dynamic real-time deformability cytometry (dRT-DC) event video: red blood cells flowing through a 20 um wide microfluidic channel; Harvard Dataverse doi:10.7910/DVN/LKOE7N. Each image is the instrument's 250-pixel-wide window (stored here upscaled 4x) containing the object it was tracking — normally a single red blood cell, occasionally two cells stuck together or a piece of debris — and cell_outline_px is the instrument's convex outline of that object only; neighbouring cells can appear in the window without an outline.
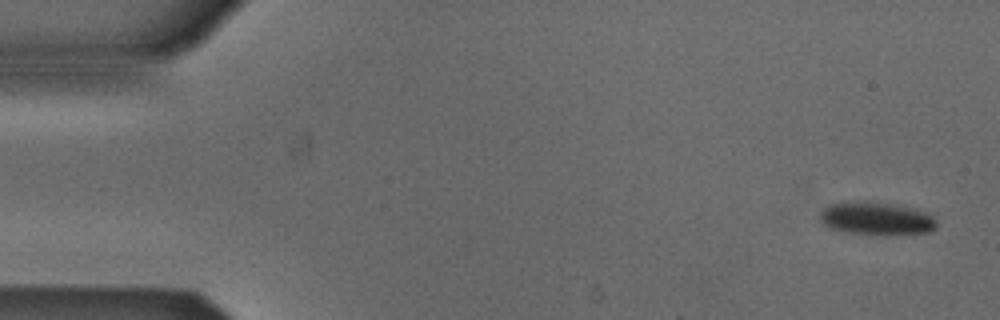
{"species": "Egyptian fruit bat (a non-hibernating species)", "species_latin": "Rousettus aegyptiacus", "temperature_condition": "cold", "stored_images_in_passage": 7, "camera_frame_rate_fps": 3000, "um_per_image_px": 0.085, "animal": {"sex": "male"}, "frame": {"image": 1, "passage_image": 1, "time_ms": 0.0, "image_size_px": [1000, 320], "cell_outline_px": [[936, 228], [928, 232], [848, 232], [828, 228], [820, 220], [820, 212], [828, 204], [852, 200], [868, 200], [916, 208], [928, 212], [936, 220]], "centroid_in_image_um": [74.44, 18.49], "position_along_channel_um": 10.6, "area_um2": 21.96}}
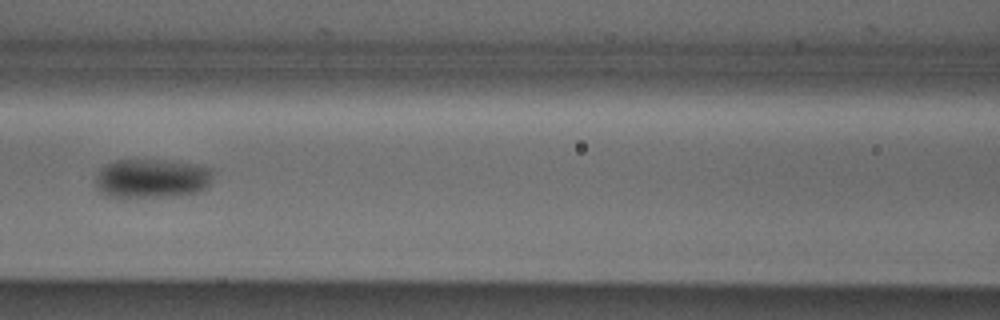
{"frame": {"image": 2, "passage_image": 6, "time_ms": 1.667, "image_size_px": [1000, 320], "cell_outline_px": [[212, 176], [208, 184], [204, 188], [196, 192], [180, 196], [124, 200], [108, 196], [100, 192], [96, 188], [96, 176], [100, 168], [104, 164], [112, 160], [136, 156], [172, 160], [212, 168]], "centroid_in_image_um": [12.8, 15.15], "position_along_channel_um": 153.8, "area_um2": 28.67}}
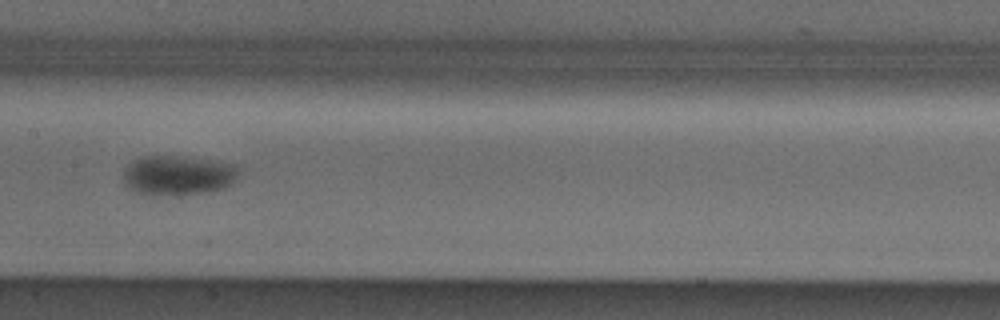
{"frame": {"image": 3, "passage_image": 7, "time_ms": 2.0, "image_size_px": [1000, 320], "cell_outline_px": [[240, 168], [236, 180], [232, 184], [224, 188], [204, 192], [136, 192], [124, 184], [124, 168], [128, 164], [144, 156], [184, 156], [236, 164]], "centroid_in_image_um": [15.19, 14.84], "position_along_channel_um": 192.2, "area_um2": 25.84}}